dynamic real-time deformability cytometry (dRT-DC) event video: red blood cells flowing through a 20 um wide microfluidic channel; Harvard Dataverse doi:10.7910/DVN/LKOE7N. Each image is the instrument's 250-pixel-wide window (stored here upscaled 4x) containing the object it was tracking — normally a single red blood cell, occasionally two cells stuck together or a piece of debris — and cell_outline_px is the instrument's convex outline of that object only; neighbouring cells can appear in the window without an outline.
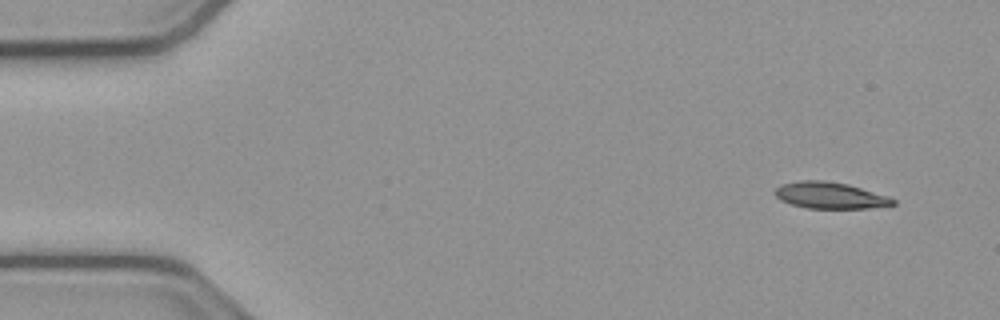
{"species": "common noctule bat (a hibernating species)", "species_latin": "Nyctalus noctula", "temperature_condition": "cold", "stored_images_in_passage": 52, "camera_frame_rate_fps": 3000, "um_per_image_px": 0.085, "animal": {"sex": "male", "body_mass_g": 23.1, "forearm_length_mm": 52.7}, "frame": {"image": 1, "passage_image": 1, "time_ms": 0.0, "image_size_px": [1000, 320], "cell_outline_px": [[896, 204], [868, 208], [804, 208], [780, 200], [772, 192], [780, 184], [800, 180], [824, 180], [848, 184], [888, 196], [896, 200]], "centroid_in_image_um": [70.52, 16.6], "position_along_channel_um": 14.5, "area_um2": 18.26}}
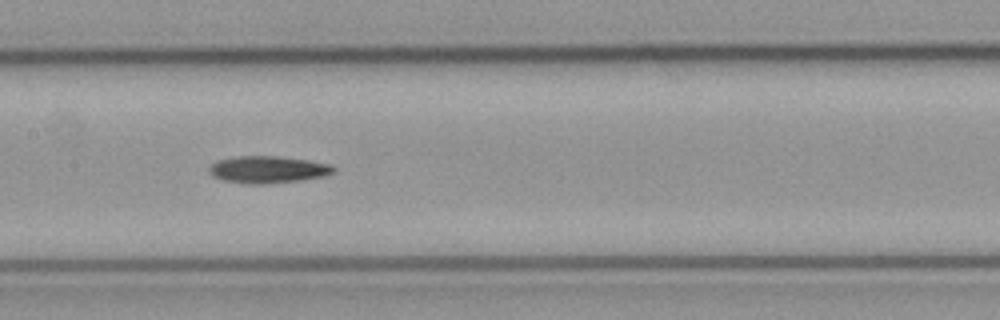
{"frame": {"image": 2, "passage_image": 23, "time_ms": 7.333, "image_size_px": [1000, 320], "cell_outline_px": [[336, 172], [324, 176], [304, 180], [268, 184], [244, 184], [224, 180], [212, 176], [208, 172], [208, 168], [212, 164], [220, 160], [236, 156], [276, 156], [308, 160], [332, 164], [336, 168]], "centroid_in_image_um": [22.81, 14.42], "position_along_channel_um": 184.6, "area_um2": 19.88}}
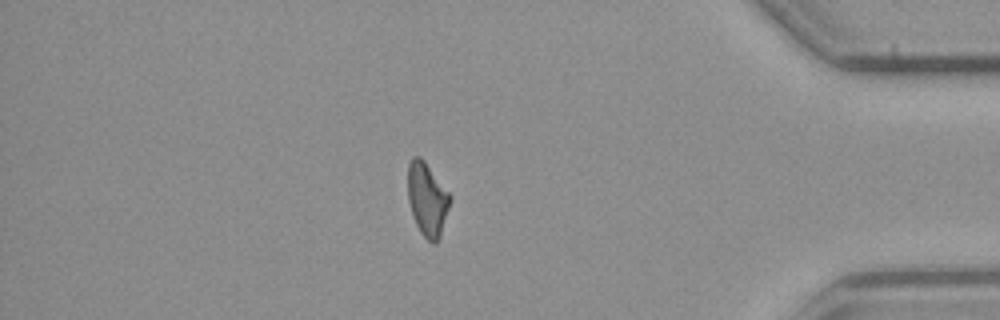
{"frame": {"image": 3, "passage_image": 43, "time_ms": 14.0, "image_size_px": [1000, 320], "cell_outline_px": [[452, 200], [440, 240], [436, 244], [432, 244], [420, 232], [416, 224], [408, 200], [408, 164], [412, 156], [420, 156], [424, 160], [452, 196]], "centroid_in_image_um": [36.35, 16.96], "position_along_channel_um": 398.9, "area_um2": 18.38}}